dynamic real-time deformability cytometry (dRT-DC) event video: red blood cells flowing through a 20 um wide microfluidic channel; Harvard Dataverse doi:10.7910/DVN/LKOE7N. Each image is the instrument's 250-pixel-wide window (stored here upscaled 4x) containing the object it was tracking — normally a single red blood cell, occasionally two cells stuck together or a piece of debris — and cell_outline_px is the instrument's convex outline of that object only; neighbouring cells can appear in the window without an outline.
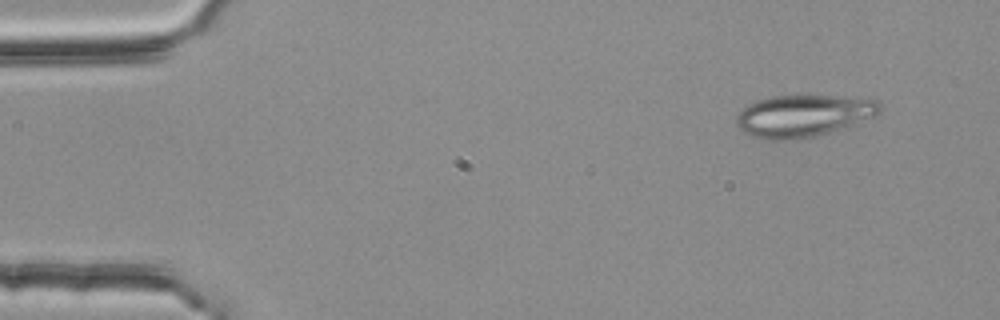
{"species": "common noctule bat (a hibernating species)", "species_latin": "Nyctalus noctula", "temperature_condition": "room temperature", "stored_images_in_passage": 3, "camera_frame_rate_fps": 3000, "um_per_image_px": 0.085, "animal": {"sex": "female", "body_mass_g": 25.1}, "frame": {"image": 1, "passage_image": 1, "time_ms": 0.0, "image_size_px": [1000, 320], "cell_outline_px": [[884, 108], [876, 116], [828, 132], [800, 140], [760, 140], [744, 132], [736, 124], [736, 116], [748, 104], [756, 100], [772, 96], [832, 96], [880, 100]], "centroid_in_image_um": [68.28, 9.85], "position_along_channel_um": 16.7, "area_um2": 35.2}}